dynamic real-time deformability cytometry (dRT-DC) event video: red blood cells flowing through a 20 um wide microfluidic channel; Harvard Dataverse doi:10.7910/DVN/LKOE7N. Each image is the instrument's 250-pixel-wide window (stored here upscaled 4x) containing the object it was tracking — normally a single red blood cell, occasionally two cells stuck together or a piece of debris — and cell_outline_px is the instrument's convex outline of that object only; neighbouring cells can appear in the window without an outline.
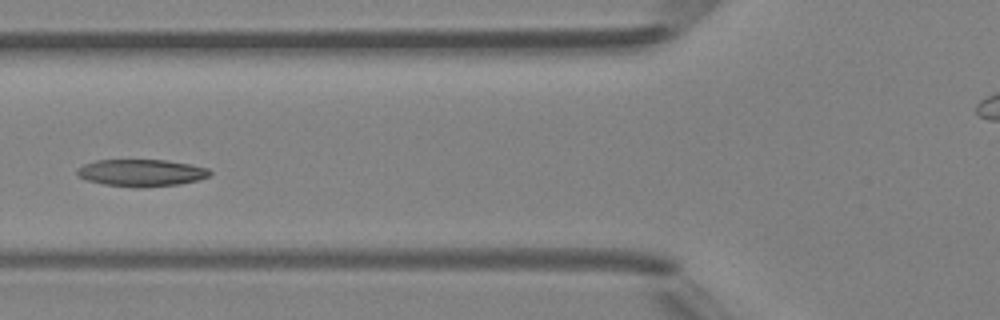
{"species": "Egyptian fruit bat (a non-hibernating species)", "species_latin": "Rousettus aegyptiacus", "temperature_condition": "room temperature", "stored_images_in_passage": 5, "camera_frame_rate_fps": 3000, "um_per_image_px": 0.085, "animal": {"sex": "female"}, "frame": {"image": 1, "passage_image": 5, "time_ms": 4.667, "image_size_px": [1000, 320], "cell_outline_px": [[212, 172], [208, 176], [196, 180], [180, 184], [140, 188], [136, 188], [104, 184], [84, 180], [76, 172], [76, 168], [84, 164], [96, 160], [164, 160], [188, 164], [208, 168]], "centroid_in_image_um": [11.97, 14.69], "position_along_channel_um": 113.8, "area_um2": 20.92}}